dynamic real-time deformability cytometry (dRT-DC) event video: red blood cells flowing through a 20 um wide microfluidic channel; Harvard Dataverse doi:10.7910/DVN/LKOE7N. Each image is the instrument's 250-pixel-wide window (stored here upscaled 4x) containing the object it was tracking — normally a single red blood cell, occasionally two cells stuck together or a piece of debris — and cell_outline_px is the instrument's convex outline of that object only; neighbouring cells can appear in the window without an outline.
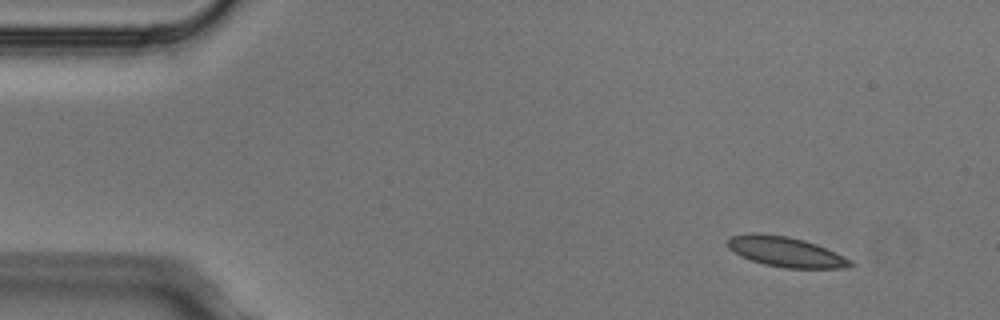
{"species": "Egyptian fruit bat (a non-hibernating species)", "species_latin": "Rousettus aegyptiacus", "temperature_condition": "cold", "stored_images_in_passage": 4, "camera_frame_rate_fps": 3000, "um_per_image_px": 0.085, "animal": {"sex": "male"}, "frame": {"image": 1, "passage_image": 2, "time_ms": 0.333, "image_size_px": [1000, 320], "cell_outline_px": [[856, 264], [844, 268], [784, 268], [764, 264], [740, 256], [728, 248], [728, 240], [732, 236], [752, 232], [760, 232], [788, 236], [804, 240], [816, 244], [844, 256], [852, 260]], "centroid_in_image_um": [66.79, 21.4], "position_along_channel_um": 18.2, "area_um2": 21.62}}
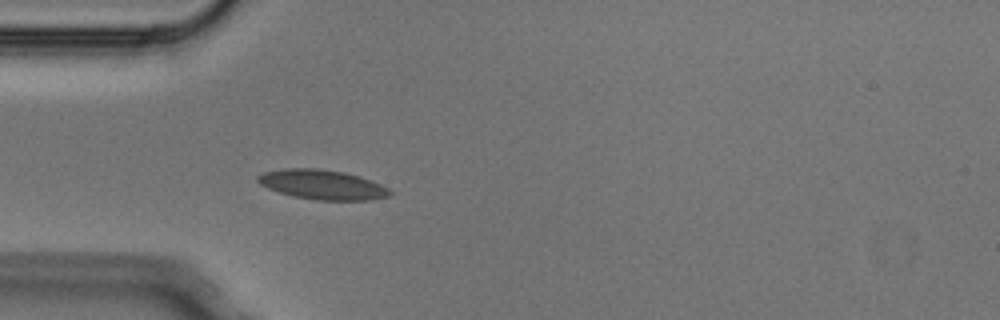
{"frame": {"image": 2, "passage_image": 4, "time_ms": 1.0, "image_size_px": [1000, 320], "cell_outline_px": [[392, 196], [372, 200], [316, 200], [296, 196], [280, 192], [268, 188], [260, 184], [256, 180], [256, 176], [264, 172], [284, 168], [316, 168], [344, 172], [360, 176], [380, 184], [388, 188], [392, 192]], "centroid_in_image_um": [27.42, 15.69], "position_along_channel_um": 57.6, "area_um2": 22.83}}